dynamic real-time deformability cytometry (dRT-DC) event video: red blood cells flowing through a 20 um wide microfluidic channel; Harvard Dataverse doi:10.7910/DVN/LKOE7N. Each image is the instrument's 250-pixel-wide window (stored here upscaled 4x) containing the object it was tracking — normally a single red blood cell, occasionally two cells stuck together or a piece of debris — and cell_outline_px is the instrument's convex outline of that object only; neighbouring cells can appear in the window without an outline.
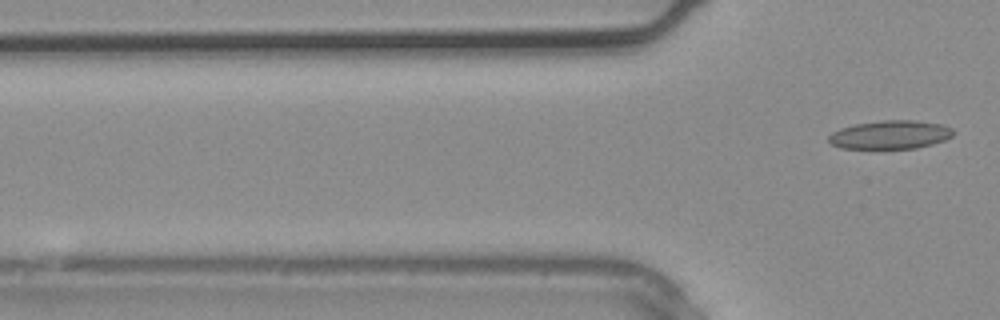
{"species": "common noctule bat (a hibernating species)", "species_latin": "Nyctalus noctula", "temperature_condition": "warm", "stored_images_in_passage": 3, "camera_frame_rate_fps": 3000, "um_per_image_px": 0.085, "animal": {"sex": "male", "body_mass_g": 20.4}, "frame": {"image": 1, "passage_image": 3, "time_ms": 0.667, "image_size_px": [1000, 320], "cell_outline_px": [[956, 132], [952, 136], [944, 140], [932, 144], [916, 148], [840, 148], [832, 144], [828, 140], [828, 136], [832, 132], [840, 128], [856, 124], [884, 120], [912, 120], [940, 124], [952, 128]], "centroid_in_image_um": [75.68, 11.45], "position_along_channel_um": 50.1, "area_um2": 20.58}}